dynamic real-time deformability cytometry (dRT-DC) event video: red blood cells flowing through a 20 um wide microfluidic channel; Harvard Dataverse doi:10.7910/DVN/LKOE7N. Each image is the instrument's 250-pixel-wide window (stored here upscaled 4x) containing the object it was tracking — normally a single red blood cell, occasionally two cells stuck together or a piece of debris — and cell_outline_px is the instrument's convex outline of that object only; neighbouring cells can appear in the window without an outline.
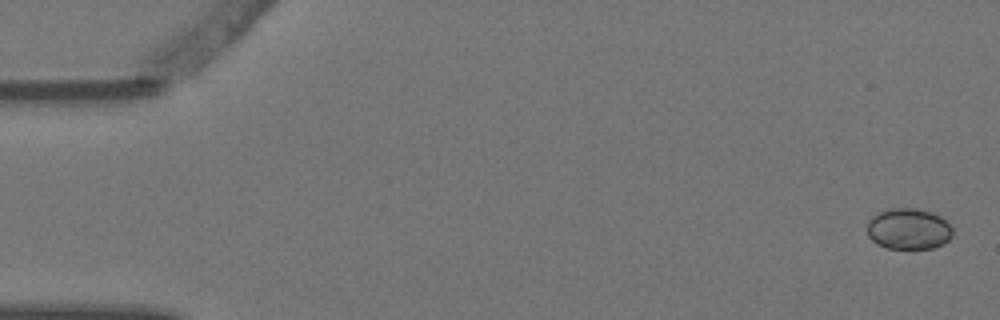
{"species": "Egyptian fruit bat (a non-hibernating species)", "species_latin": "Rousettus aegyptiacus", "temperature_condition": "warm", "stored_images_in_passage": 5, "camera_frame_rate_fps": 3000, "um_per_image_px": 0.085, "animal": {"sex": "female"}, "frame": {"image": 1, "passage_image": 1, "time_ms": 0.0, "image_size_px": [1000, 320], "cell_outline_px": [[952, 236], [944, 244], [932, 248], [884, 248], [876, 244], [868, 236], [868, 220], [872, 216], [888, 208], [916, 208], [932, 212], [940, 216], [952, 228]], "centroid_in_image_um": [77.21, 19.45], "position_along_channel_um": 7.8, "area_um2": 20.52}}
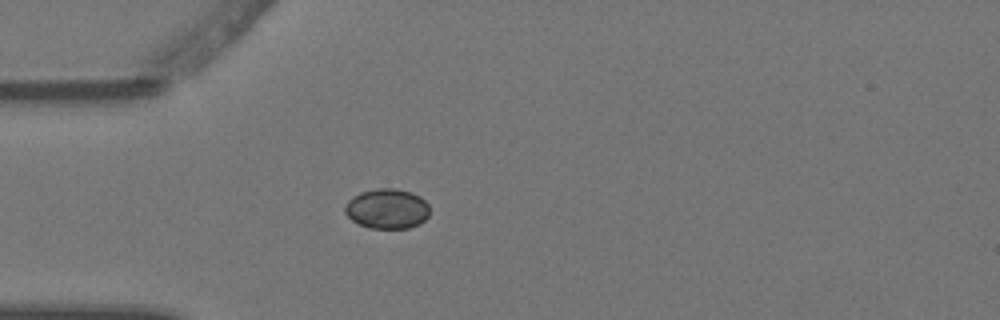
{"frame": {"image": 2, "passage_image": 5, "time_ms": 1.333, "image_size_px": [1000, 320], "cell_outline_px": [[428, 216], [420, 224], [408, 228], [368, 228], [352, 220], [344, 212], [344, 204], [352, 196], [360, 192], [376, 188], [396, 188], [412, 192], [420, 196], [428, 204]], "centroid_in_image_um": [32.88, 17.73], "position_along_channel_um": 52.1, "area_um2": 19.94}}